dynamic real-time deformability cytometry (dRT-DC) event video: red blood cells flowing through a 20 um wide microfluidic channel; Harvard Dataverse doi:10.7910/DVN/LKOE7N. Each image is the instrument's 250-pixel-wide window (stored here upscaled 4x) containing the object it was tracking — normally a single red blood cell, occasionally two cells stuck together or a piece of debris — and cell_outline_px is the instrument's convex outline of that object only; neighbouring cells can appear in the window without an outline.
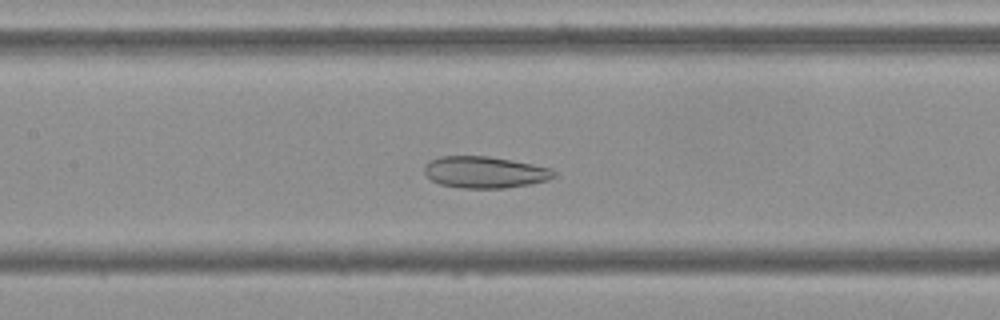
{"species": "Egyptian fruit bat (a non-hibernating species)", "species_latin": "Rousettus aegyptiacus", "temperature_condition": "cold", "stored_images_in_passage": 53, "camera_frame_rate_fps": 3000, "um_per_image_px": 0.085, "frame": {"image": 1, "passage_image": 24, "time_ms": 7.667, "image_size_px": [1000, 320], "cell_outline_px": [[556, 176], [548, 180], [528, 184], [504, 188], [464, 188], [440, 184], [432, 180], [424, 172], [424, 164], [428, 160], [440, 156], [488, 156], [512, 160], [552, 168], [556, 172]], "centroid_in_image_um": [41.2, 14.63], "position_along_channel_um": 166.2, "area_um2": 23.93}}
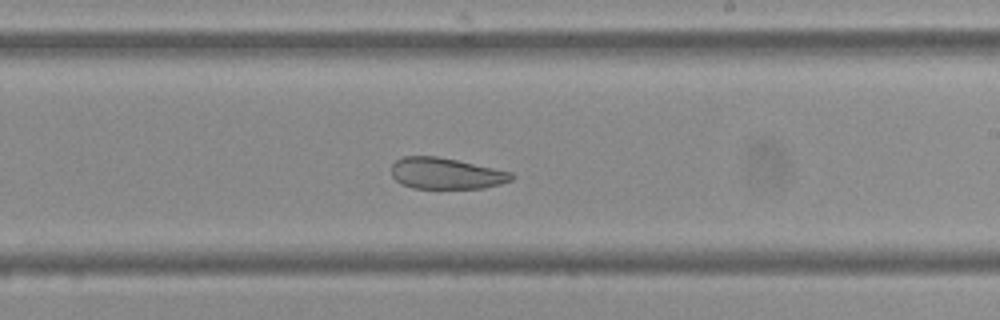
{"frame": {"image": 2, "passage_image": 31, "time_ms": 10.0, "image_size_px": [1000, 320], "cell_outline_px": [[516, 176], [512, 180], [500, 184], [484, 188], [412, 188], [396, 180], [392, 176], [392, 164], [396, 160], [404, 156], [436, 156], [456, 160], [512, 172]], "centroid_in_image_um": [37.93, 14.74], "position_along_channel_um": 251.1, "area_um2": 21.73}}
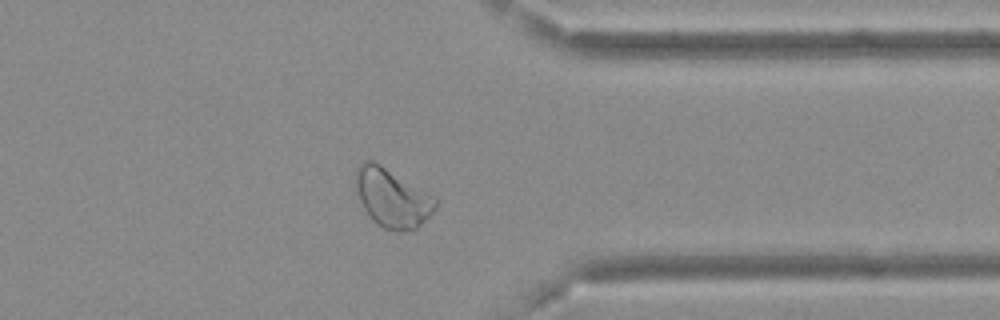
{"frame": {"image": 3, "passage_image": 42, "time_ms": 13.667, "image_size_px": [1000, 320], "cell_outline_px": [[436, 204], [432, 212], [416, 228], [400, 232], [396, 232], [384, 228], [376, 224], [372, 220], [364, 208], [356, 192], [352, 180], [356, 168], [364, 160], [372, 160], [380, 164], [436, 196]], "centroid_in_image_um": [33.28, 16.8], "position_along_channel_um": 378.1, "area_um2": 27.51}, "authors_computed_cell_mechanics": {"area_um2": 29.5358, "velocity_mm_per_s": 3.6502, "shape_relaxation_time_tau1_ms": null, "shape_relaxation_time_tau2_ms": 2.7362, "deformation_change_tau1": null, "deformation_change_tau2": 0.0848}}